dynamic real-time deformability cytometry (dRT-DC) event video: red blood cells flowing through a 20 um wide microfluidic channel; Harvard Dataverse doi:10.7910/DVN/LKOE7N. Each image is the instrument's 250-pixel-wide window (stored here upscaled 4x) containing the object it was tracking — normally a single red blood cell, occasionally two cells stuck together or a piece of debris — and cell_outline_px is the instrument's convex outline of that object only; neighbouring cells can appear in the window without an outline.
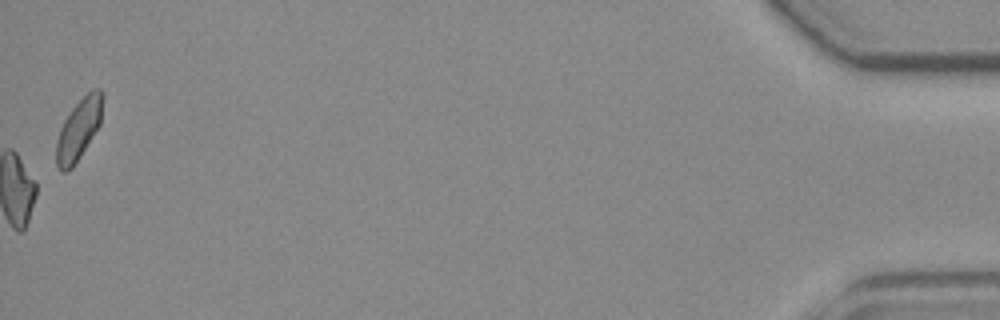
{"species": "common noctule bat (a hibernating species)", "species_latin": "Nyctalus noctula", "temperature_condition": "room temperature", "stored_images_in_passage": 55, "camera_frame_rate_fps": 3000, "um_per_image_px": 0.085, "animal": {"sex": "female", "body_mass_g": 19.3, "forearm_length_mm": 54.1}, "frame": {"image": 1, "passage_image": 55, "time_ms": 18.0, "image_size_px": [1000, 320], "cell_outline_px": [[104, 96], [100, 124], [80, 156], [72, 168], [64, 172], [60, 172], [56, 164], [56, 140], [60, 128], [64, 120], [72, 108], [92, 88], [100, 88], [104, 92]], "centroid_in_image_um": [6.69, 10.97], "position_along_channel_um": 428.5, "area_um2": 16.53}, "authors_computed_cell_mechanics": {"area_um2": 17.7446, "velocity_mm_per_s": 3.7925, "shape_relaxation_time_tau1_ms": null, "shape_relaxation_time_tau2_ms": 8.8001, "deformation_change_tau1": null, "deformation_change_tau2": 0.1836}}